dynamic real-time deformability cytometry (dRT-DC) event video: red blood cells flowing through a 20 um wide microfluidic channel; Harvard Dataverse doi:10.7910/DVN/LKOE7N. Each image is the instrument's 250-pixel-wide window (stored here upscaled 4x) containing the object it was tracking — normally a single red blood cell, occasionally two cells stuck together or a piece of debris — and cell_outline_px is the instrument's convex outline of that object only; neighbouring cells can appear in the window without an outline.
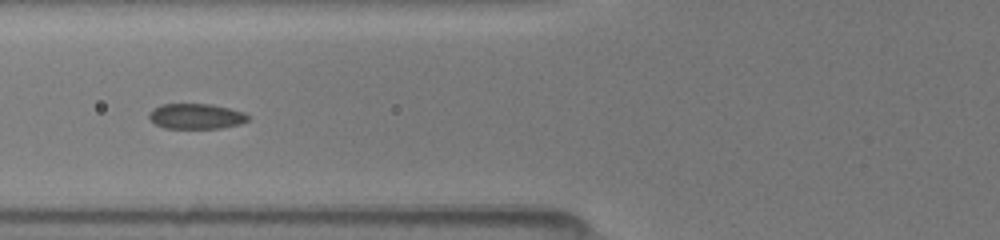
{"species": "common noctule bat (a hibernating species)", "species_latin": "Nyctalus noctula", "temperature_condition": "room temperature", "stored_images_in_passage": 11, "camera_frame_rate_fps": 3000, "um_per_image_px": 0.085, "animal": {"sex": "female", "body_mass_g": 19.5, "forearm_length_mm": 54.1}, "frame": {"image": 1, "passage_image": 7, "time_ms": 2.333, "image_size_px": [1000, 240], "cell_outline_px": [[248, 120], [240, 124], [220, 128], [164, 128], [156, 124], [148, 116], [152, 108], [160, 104], [212, 104], [244, 112], [248, 116]], "centroid_in_image_um": [16.65, 9.88], "position_along_channel_um": 109.1, "area_um2": 14.57}}
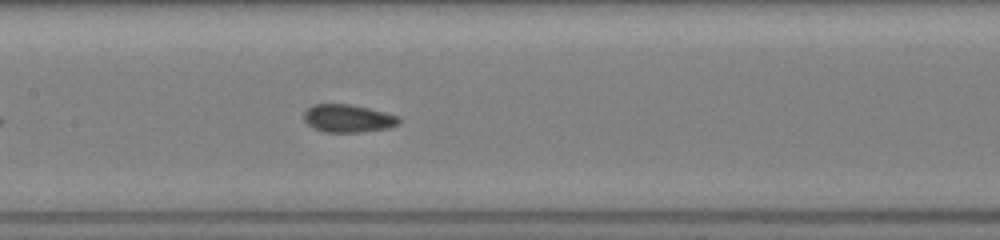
{"frame": {"image": 2, "passage_image": 11, "time_ms": 4.0, "image_size_px": [1000, 240], "cell_outline_px": [[400, 124], [388, 128], [360, 132], [324, 132], [312, 128], [304, 120], [304, 112], [312, 104], [348, 104], [368, 108], [400, 116]], "centroid_in_image_um": [29.58, 10.07], "position_along_channel_um": 177.8, "area_um2": 15.49}}